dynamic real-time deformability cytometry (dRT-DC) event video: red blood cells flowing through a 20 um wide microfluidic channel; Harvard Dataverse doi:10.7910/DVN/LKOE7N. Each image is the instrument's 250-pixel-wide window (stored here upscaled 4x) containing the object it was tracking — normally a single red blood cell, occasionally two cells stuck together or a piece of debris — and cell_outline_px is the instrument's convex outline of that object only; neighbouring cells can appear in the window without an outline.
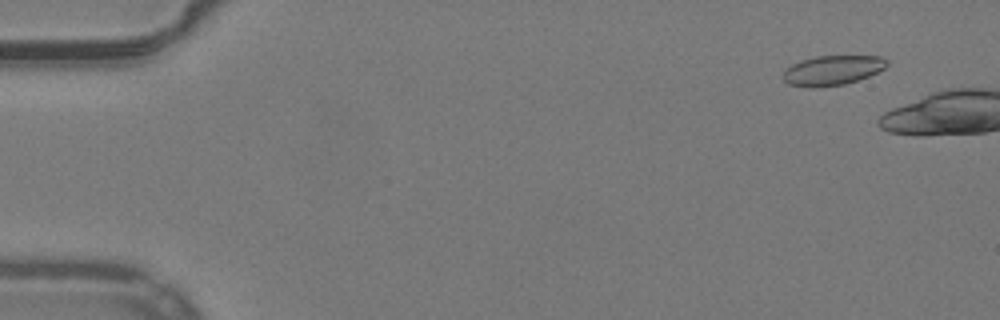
{"species": "common noctule bat (a hibernating species)", "species_latin": "Nyctalus noctula", "temperature_condition": "warm", "stored_images_in_passage": 8, "camera_frame_rate_fps": 3000, "um_per_image_px": 0.085, "animal": {"sex": "male", "body_mass_g": 19.2, "forearm_length_mm": 51.8}, "frame": {"image": 1, "passage_image": 5, "time_ms": 1.333, "image_size_px": [1000, 320], "cell_outline_px": [[888, 64], [884, 68], [868, 76], [844, 84], [812, 88], [788, 84], [784, 80], [784, 72], [792, 64], [800, 60], [816, 56], [880, 56], [888, 60]], "centroid_in_image_um": [70.75, 5.97], "position_along_channel_um": 14.2, "area_um2": 17.8}}